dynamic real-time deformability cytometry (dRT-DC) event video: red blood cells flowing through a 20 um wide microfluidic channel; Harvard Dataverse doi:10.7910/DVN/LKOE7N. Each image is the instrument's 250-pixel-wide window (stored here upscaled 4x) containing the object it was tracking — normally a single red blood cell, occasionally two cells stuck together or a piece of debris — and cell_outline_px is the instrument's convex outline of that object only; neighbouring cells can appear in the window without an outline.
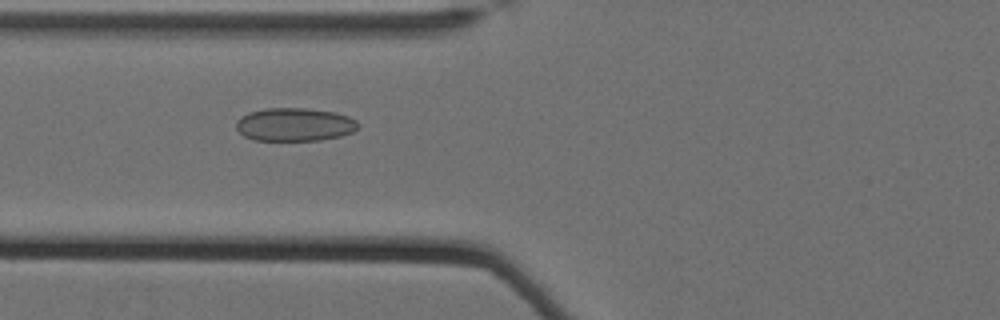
{"species": "Egyptian fruit bat (a non-hibernating species)", "species_latin": "Rousettus aegyptiacus", "temperature_condition": "cold", "stored_images_in_passage": 47, "camera_frame_rate_fps": 3000, "um_per_image_px": 0.085, "animal": {"sex": "female"}, "frame": {"image": 1, "passage_image": 13, "time_ms": 4.0, "image_size_px": [1000, 320], "cell_outline_px": [[360, 124], [352, 132], [340, 136], [320, 140], [252, 140], [244, 136], [236, 128], [236, 120], [240, 116], [248, 112], [264, 108], [304, 108], [336, 112], [348, 116], [356, 120]], "centroid_in_image_um": [25.02, 10.57], "position_along_channel_um": 100.8, "area_um2": 23.76}}
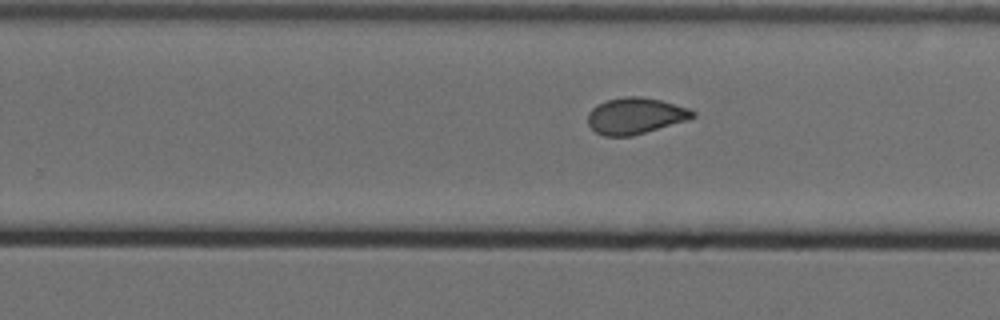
{"frame": {"image": 2, "passage_image": 28, "time_ms": 9.0, "image_size_px": [1000, 320], "cell_outline_px": [[696, 116], [688, 120], [632, 136], [604, 136], [596, 132], [588, 124], [588, 112], [596, 104], [608, 100], [628, 96], [640, 96], [660, 100], [688, 108], [696, 112]], "centroid_in_image_um": [54.0, 9.85], "position_along_channel_um": 275.8, "area_um2": 22.14}}
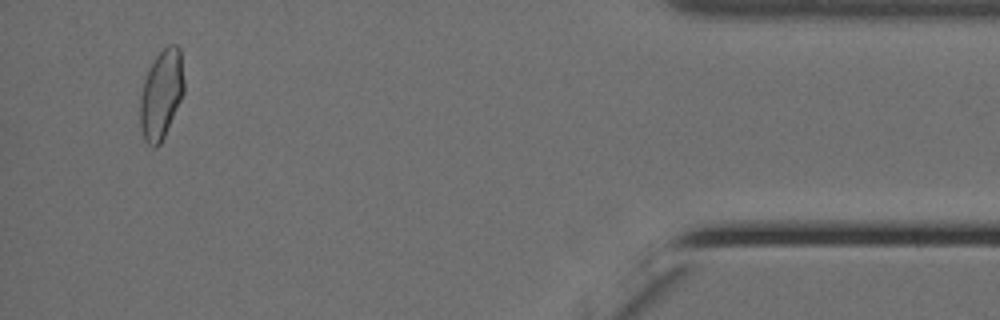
{"frame": {"image": 3, "passage_image": 45, "time_ms": 14.667, "image_size_px": [1000, 320], "cell_outline_px": [[184, 92], [164, 136], [160, 144], [156, 148], [152, 148], [144, 140], [140, 128], [140, 96], [144, 80], [156, 56], [168, 44], [176, 44], [180, 48], [184, 80]], "centroid_in_image_um": [13.71, 8.03], "position_along_channel_um": 421.5, "area_um2": 22.72}, "authors_computed_cell_mechanics": {"area_um2": 22.5998, "velocity_mm_per_s": 3.4809, "shape_relaxation_time_tau1_ms": null, "shape_relaxation_time_tau2_ms": 1.5864, "deformation_change_tau1": null, "deformation_change_tau2": 0.0713}}